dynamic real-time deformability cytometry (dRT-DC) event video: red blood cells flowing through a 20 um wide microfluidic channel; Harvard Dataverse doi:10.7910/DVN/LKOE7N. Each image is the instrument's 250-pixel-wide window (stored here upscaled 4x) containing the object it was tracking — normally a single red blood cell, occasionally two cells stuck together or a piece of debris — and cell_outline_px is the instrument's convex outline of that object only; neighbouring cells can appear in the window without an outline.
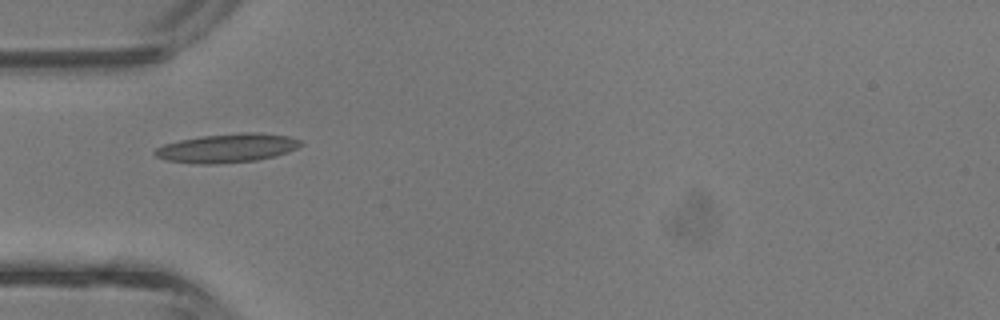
{"species": "common noctule bat (a hibernating species)", "species_latin": "Nyctalus noctula", "temperature_condition": "room temperature", "stored_images_in_passage": 30, "camera_frame_rate_fps": 3000, "um_per_image_px": 0.085, "animal": {"sex": "male", "body_mass_g": 13.3}, "frame": {"image": 1, "passage_image": 1, "time_ms": 0.0, "image_size_px": [1000, 320], "cell_outline_px": [[304, 144], [288, 152], [276, 156], [256, 160], [212, 164], [196, 164], [168, 160], [156, 156], [152, 152], [156, 148], [164, 144], [180, 140], [200, 136], [240, 132], [260, 132], [288, 136], [300, 140]], "centroid_in_image_um": [19.33, 12.58], "position_along_channel_um": 65.7, "area_um2": 24.57}}
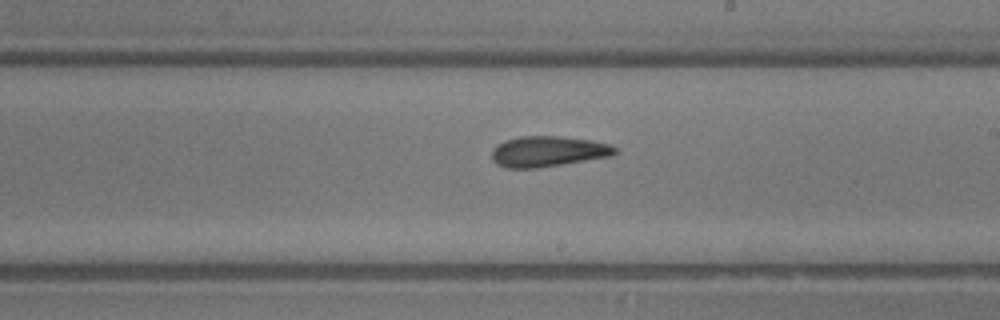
{"frame": {"image": 2, "passage_image": 12, "time_ms": 3.667, "image_size_px": [1000, 320], "cell_outline_px": [[616, 152], [612, 156], [536, 168], [508, 168], [496, 164], [492, 160], [492, 148], [496, 144], [504, 140], [520, 136], [560, 136], [592, 140], [612, 144], [616, 148]], "centroid_in_image_um": [46.56, 12.86], "position_along_channel_um": 242.4, "area_um2": 22.14}}
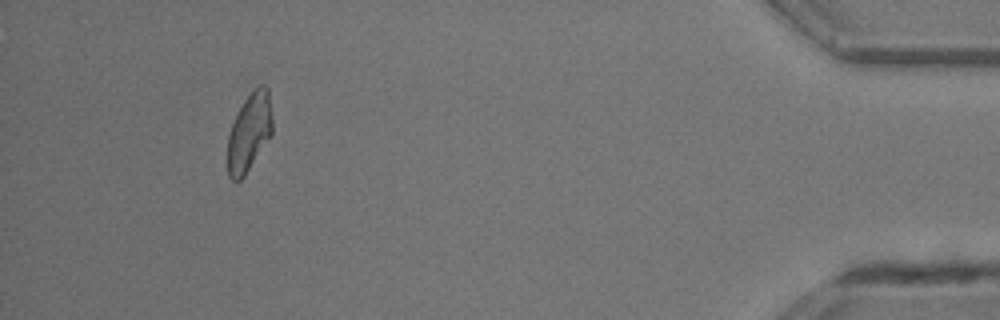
{"frame": {"image": 3, "passage_image": 27, "time_ms": 8.667, "image_size_px": [1000, 320], "cell_outline_px": [[272, 136], [244, 176], [240, 180], [232, 180], [228, 176], [228, 136], [232, 124], [244, 100], [252, 88], [256, 84], [264, 84], [268, 88], [272, 120]], "centroid_in_image_um": [21.21, 11.21], "position_along_channel_um": 414.0, "area_um2": 20.52}, "authors_computed_cell_mechanics": {"area_um2": 21.0681, "velocity_mm_per_s": 4.8251, "shape_relaxation_time_tau1_ms": null, "shape_relaxation_time_tau2_ms": 1.3495, "deformation_change_tau1": null, "deformation_change_tau2": 0.1041}}